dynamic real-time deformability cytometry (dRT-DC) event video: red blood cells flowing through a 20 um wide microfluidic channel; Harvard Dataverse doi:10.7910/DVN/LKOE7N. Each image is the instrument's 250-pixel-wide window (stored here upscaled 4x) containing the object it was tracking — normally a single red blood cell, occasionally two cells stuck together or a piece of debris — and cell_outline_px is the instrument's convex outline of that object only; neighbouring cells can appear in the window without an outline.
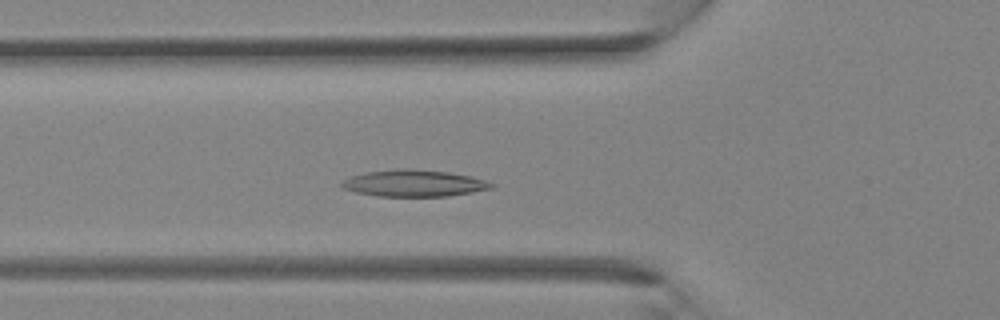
{"species": "Egyptian fruit bat (a non-hibernating species)", "species_latin": "Rousettus aegyptiacus", "temperature_condition": "room temperature", "stored_images_in_passage": 32, "camera_frame_rate_fps": 3000, "um_per_image_px": 0.085, "animal": {"sex": "female"}, "frame": {"image": 1, "passage_image": 9, "time_ms": 2.667, "image_size_px": [1000, 320], "cell_outline_px": [[496, 184], [492, 188], [472, 192], [448, 196], [376, 196], [356, 192], [344, 188], [340, 184], [344, 180], [352, 176], [364, 172], [400, 168], [408, 168], [448, 172], [468, 176], [484, 180]], "centroid_in_image_um": [35.17, 15.57], "position_along_channel_um": 90.6, "area_um2": 23.12}}
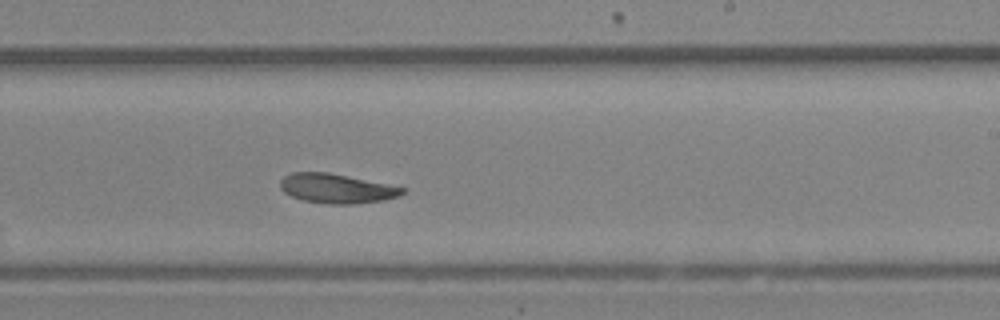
{"frame": {"image": 2, "passage_image": 18, "time_ms": 5.667, "image_size_px": [1000, 320], "cell_outline_px": [[408, 192], [400, 196], [384, 200], [356, 204], [332, 204], [304, 200], [292, 196], [284, 192], [280, 188], [280, 180], [284, 176], [292, 172], [328, 172], [408, 188]], "centroid_in_image_um": [28.67, 16.02], "position_along_channel_um": 260.3, "area_um2": 21.1}}
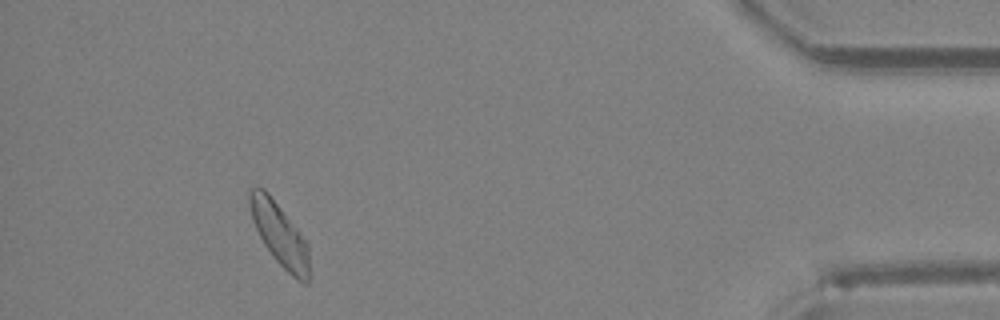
{"frame": {"image": 3, "passage_image": 29, "time_ms": 9.333, "image_size_px": [1000, 320], "cell_outline_px": [[308, 284], [304, 284], [292, 276], [276, 260], [264, 244], [252, 220], [248, 200], [248, 192], [252, 188], [264, 188], [268, 192], [300, 232], [308, 244]], "centroid_in_image_um": [23.75, 19.9], "position_along_channel_um": 411.5, "area_um2": 21.44}}